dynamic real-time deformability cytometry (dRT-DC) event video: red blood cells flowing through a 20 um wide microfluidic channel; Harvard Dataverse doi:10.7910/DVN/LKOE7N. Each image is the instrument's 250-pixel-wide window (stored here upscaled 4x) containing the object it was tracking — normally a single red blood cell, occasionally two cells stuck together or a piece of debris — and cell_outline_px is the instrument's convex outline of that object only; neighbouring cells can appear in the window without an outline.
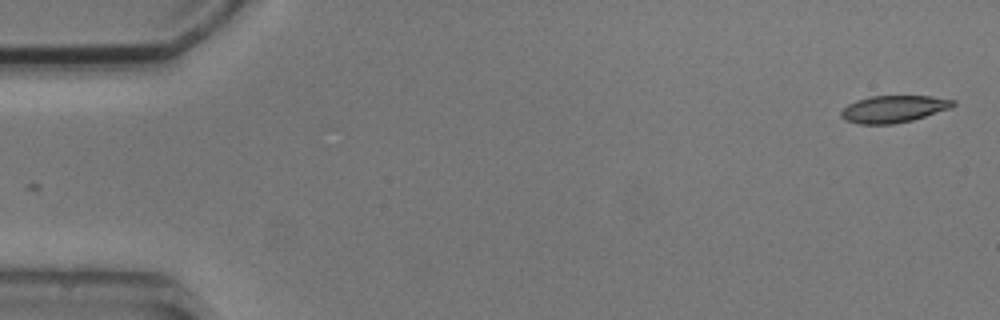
{"species": "common noctule bat (a hibernating species)", "species_latin": "Nyctalus noctula", "temperature_condition": "cold", "stored_images_in_passage": 5, "segment_of_instrument_passage": [2, 2], "camera_frame_rate_fps": 3000, "um_per_image_px": 0.085, "animal": {"sex": "male", "body_mass_g": 20.5, "forearm_length_mm": 52.5}, "frame": {"image": 1, "passage_image": 5, "time_ms": 4.667, "image_size_px": [1000, 320], "cell_outline_px": [[956, 104], [952, 108], [912, 120], [892, 124], [860, 124], [844, 120], [840, 116], [840, 112], [848, 104], [856, 100], [868, 96], [932, 96], [956, 100]], "centroid_in_image_um": [75.96, 9.26], "position_along_channel_um": 9.0, "area_um2": 17.8}}